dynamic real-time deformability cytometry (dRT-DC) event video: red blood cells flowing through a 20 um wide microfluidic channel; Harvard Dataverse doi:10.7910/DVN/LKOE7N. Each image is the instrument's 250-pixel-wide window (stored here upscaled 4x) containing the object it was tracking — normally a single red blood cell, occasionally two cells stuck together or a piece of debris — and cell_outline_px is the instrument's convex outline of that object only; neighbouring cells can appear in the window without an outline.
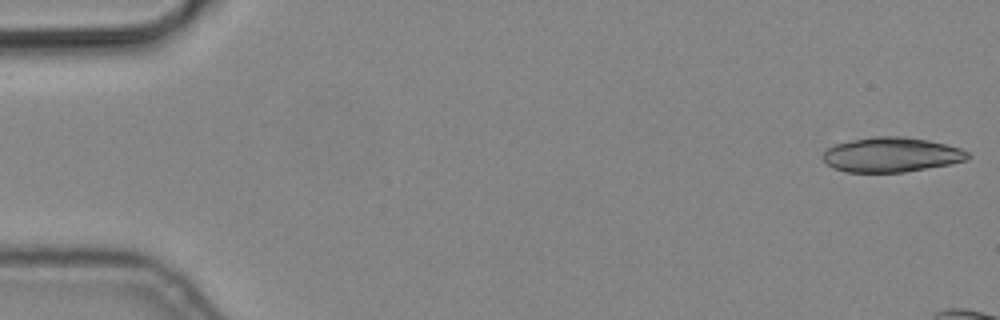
{"species": "common noctule bat (a hibernating species)", "species_latin": "Nyctalus noctula", "temperature_condition": "cold", "stored_images_in_passage": 4, "camera_frame_rate_fps": 3000, "um_per_image_px": 0.085, "animal": {"sex": "male", "body_mass_g": 19.2, "forearm_length_mm": 51.8}, "frame": {"image": 1, "passage_image": 1, "time_ms": 0.0, "image_size_px": [1000, 320], "cell_outline_px": [[972, 156], [968, 160], [948, 164], [904, 172], [844, 172], [832, 168], [824, 160], [824, 152], [828, 148], [836, 144], [852, 140], [872, 136], [900, 136], [928, 140], [960, 148], [968, 152]], "centroid_in_image_um": [75.77, 13.15], "position_along_channel_um": 9.2, "area_um2": 29.19}}